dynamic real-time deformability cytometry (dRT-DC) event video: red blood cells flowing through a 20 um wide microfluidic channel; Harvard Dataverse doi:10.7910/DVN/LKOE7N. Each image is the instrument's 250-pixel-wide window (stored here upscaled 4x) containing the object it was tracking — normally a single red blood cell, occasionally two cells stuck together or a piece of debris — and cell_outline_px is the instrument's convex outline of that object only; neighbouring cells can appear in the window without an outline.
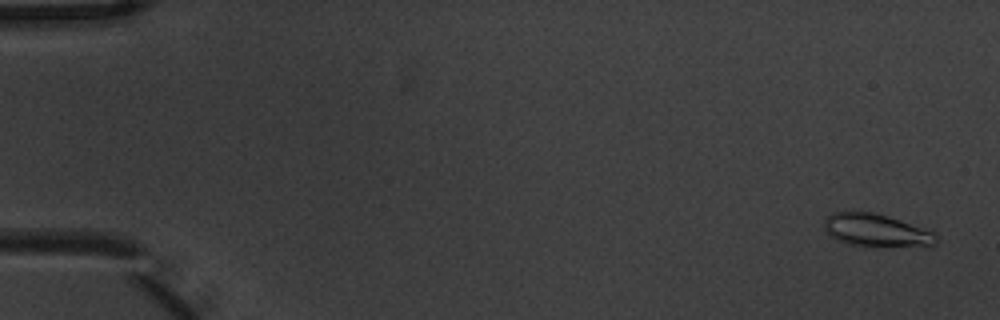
{"species": "common noctule bat (a hibernating species)", "species_latin": "Nyctalus noctula", "temperature_condition": "warm", "stored_images_in_passage": 5, "camera_frame_rate_fps": 3000, "um_per_image_px": 0.085, "animal": {"sex": "male", "body_mass_g": 20.1, "forearm_length_mm": 53.5}, "frame": {"image": 1, "passage_image": 1, "time_ms": 0.0, "image_size_px": [1000, 320], "cell_outline_px": [[940, 236], [936, 244], [876, 248], [864, 248], [848, 244], [836, 240], [824, 228], [824, 220], [832, 212], [876, 212], [936, 232]], "centroid_in_image_um": [74.5, 19.61], "position_along_channel_um": 10.5, "area_um2": 21.91}}